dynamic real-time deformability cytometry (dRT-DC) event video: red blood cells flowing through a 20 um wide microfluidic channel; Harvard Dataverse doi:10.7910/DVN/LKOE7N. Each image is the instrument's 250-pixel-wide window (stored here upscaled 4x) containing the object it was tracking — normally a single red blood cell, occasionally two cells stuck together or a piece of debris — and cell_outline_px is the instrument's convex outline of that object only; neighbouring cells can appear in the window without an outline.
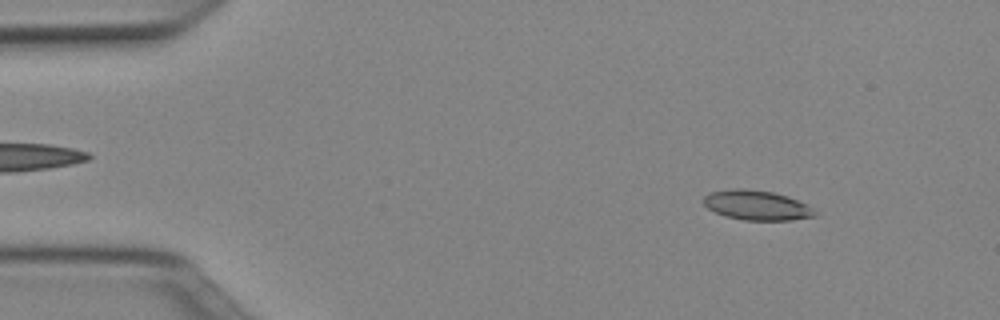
{"species": "Egyptian fruit bat (a non-hibernating species)", "species_latin": "Rousettus aegyptiacus", "temperature_condition": "cold", "stored_images_in_passage": 50, "camera_frame_rate_fps": 3000, "um_per_image_px": 0.085, "animal": {"sex": "female"}, "frame": {"image": 1, "passage_image": 6, "time_ms": 1.667, "image_size_px": [1000, 320], "cell_outline_px": [[816, 216], [792, 220], [744, 220], [724, 216], [708, 208], [704, 204], [704, 196], [708, 192], [736, 188], [744, 188], [772, 192], [788, 196], [808, 204], [816, 212]], "centroid_in_image_um": [64.33, 17.44], "position_along_channel_um": 20.7, "area_um2": 19.36}}
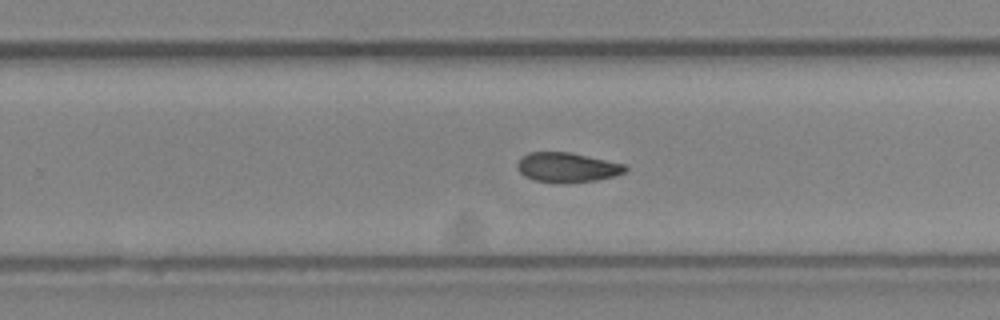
{"frame": {"image": 2, "passage_image": 32, "time_ms": 10.333, "image_size_px": [1000, 320], "cell_outline_px": [[628, 168], [624, 172], [616, 176], [596, 180], [536, 180], [524, 176], [520, 172], [516, 164], [528, 152], [568, 152], [624, 164]], "centroid_in_image_um": [48.22, 14.18], "position_along_channel_um": 281.6, "area_um2": 17.69}}
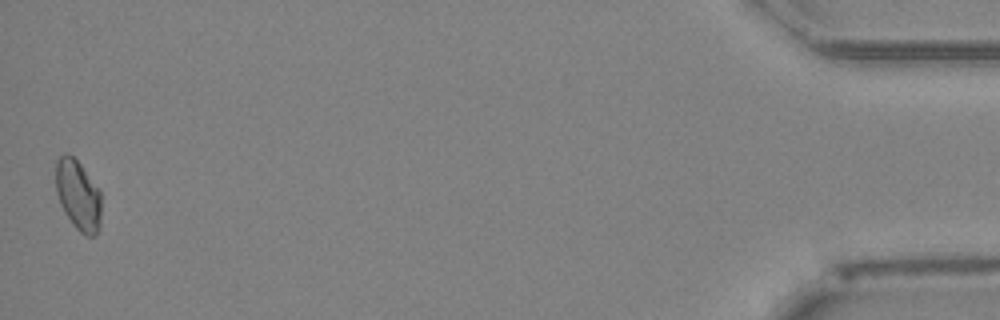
{"frame": {"image": 3, "passage_image": 50, "time_ms": 16.333, "image_size_px": [1000, 320], "cell_outline_px": [[100, 228], [96, 236], [84, 236], [72, 224], [64, 212], [60, 204], [56, 192], [56, 160], [64, 152], [68, 152], [80, 164], [100, 188]], "centroid_in_image_um": [6.64, 16.6], "position_along_channel_um": 428.6, "area_um2": 18.9}}